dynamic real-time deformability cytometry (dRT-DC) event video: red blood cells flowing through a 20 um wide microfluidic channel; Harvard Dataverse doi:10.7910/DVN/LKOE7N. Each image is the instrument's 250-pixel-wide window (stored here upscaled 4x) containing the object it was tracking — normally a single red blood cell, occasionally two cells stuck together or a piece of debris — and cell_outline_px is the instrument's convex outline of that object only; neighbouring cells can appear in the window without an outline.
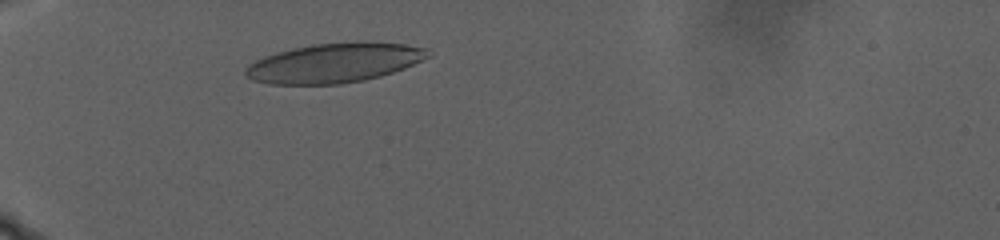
{"species": "human", "species_latin": "Homo sapiens", "temperature_condition": "warm", "stored_images_in_passage": 66, "camera_frame_rate_fps": 3000, "um_per_image_px": 0.085, "donor": {"sex": "male"}, "frame": {"image": 1, "passage_image": 14, "time_ms": 4.333, "image_size_px": [1000, 240], "cell_outline_px": [[432, 56], [404, 68], [380, 76], [364, 80], [340, 84], [268, 84], [252, 80], [244, 76], [244, 68], [248, 64], [264, 56], [276, 52], [292, 48], [312, 44], [356, 40], [364, 40], [404, 44], [428, 48]], "centroid_in_image_um": [28.42, 5.32], "position_along_channel_um": 56.6, "area_um2": 42.71}}
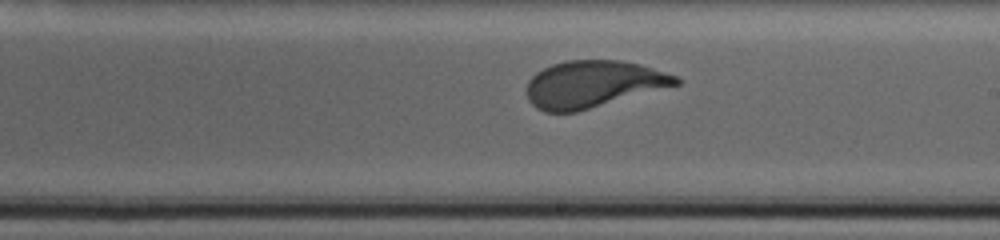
{"frame": {"image": 2, "passage_image": 43, "time_ms": 14.0, "image_size_px": [1000, 240], "cell_outline_px": [[680, 84], [576, 112], [544, 112], [536, 108], [528, 100], [528, 80], [536, 72], [552, 64], [564, 60], [620, 60], [640, 64], [676, 76], [680, 80]], "centroid_in_image_um": [50.38, 7.15], "position_along_channel_um": 238.6, "area_um2": 40.58}}
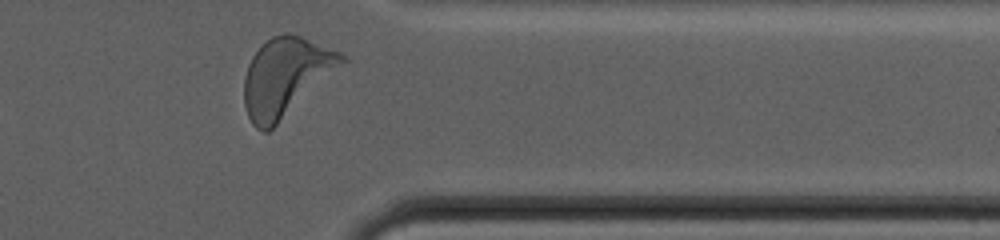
{"frame": {"image": 3, "passage_image": 64, "time_ms": 21.0, "image_size_px": [1000, 240], "cell_outline_px": [[348, 60], [268, 132], [264, 132], [256, 128], [252, 124], [248, 116], [244, 104], [244, 76], [248, 64], [252, 56], [272, 36], [288, 32], [300, 36], [340, 52]], "centroid_in_image_um": [24.26, 6.53], "position_along_channel_um": 387.1, "area_um2": 43.87}, "authors_computed_cell_mechanics": {"area_um2": 41.4715, "velocity_mm_per_s": 2.1688, "shape_relaxation_time_tau1_ms": 5.2396, "shape_relaxation_time_tau2_ms": null, "deformation_change_tau1": 0.1641, "deformation_change_tau2": null}}